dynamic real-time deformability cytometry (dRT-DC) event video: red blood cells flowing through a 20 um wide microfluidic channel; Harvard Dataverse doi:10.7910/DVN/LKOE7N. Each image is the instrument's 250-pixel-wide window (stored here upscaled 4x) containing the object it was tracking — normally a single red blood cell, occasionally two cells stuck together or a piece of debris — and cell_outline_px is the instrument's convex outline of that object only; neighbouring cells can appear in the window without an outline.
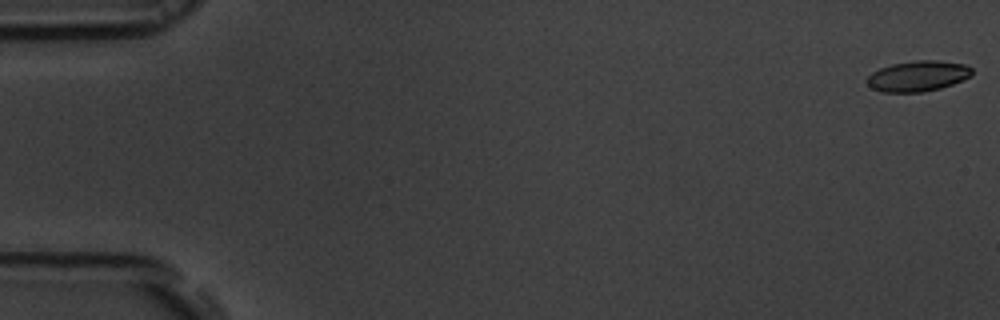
{"species": "common noctule bat (a hibernating species)", "species_latin": "Nyctalus noctula", "temperature_condition": "room temperature", "stored_images_in_passage": 17, "camera_frame_rate_fps": 3000, "um_per_image_px": 0.085, "animal": {"sex": "male", "body_mass_g": 19.5, "forearm_length_mm": 54.6}, "frame": {"image": 1, "passage_image": 1, "time_ms": 0.0, "image_size_px": [1000, 320], "cell_outline_px": [[972, 76], [952, 84], [940, 88], [924, 92], [884, 92], [872, 88], [864, 80], [872, 72], [880, 68], [892, 64], [916, 60], [936, 60], [964, 64], [972, 68]], "centroid_in_image_um": [78.01, 6.46], "position_along_channel_um": 7.0, "area_um2": 18.73}}
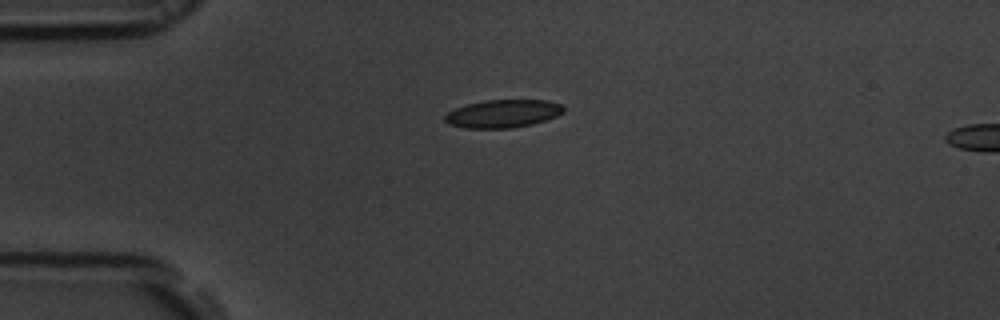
{"frame": {"image": 2, "passage_image": 14, "time_ms": 4.333, "image_size_px": [1000, 320], "cell_outline_px": [[564, 112], [556, 116], [532, 124], [512, 128], [464, 128], [448, 124], [444, 120], [444, 116], [448, 112], [456, 108], [468, 104], [484, 100], [548, 100], [560, 104], [564, 108]], "centroid_in_image_um": [42.73, 9.66], "position_along_channel_um": 42.3, "area_um2": 19.31}}